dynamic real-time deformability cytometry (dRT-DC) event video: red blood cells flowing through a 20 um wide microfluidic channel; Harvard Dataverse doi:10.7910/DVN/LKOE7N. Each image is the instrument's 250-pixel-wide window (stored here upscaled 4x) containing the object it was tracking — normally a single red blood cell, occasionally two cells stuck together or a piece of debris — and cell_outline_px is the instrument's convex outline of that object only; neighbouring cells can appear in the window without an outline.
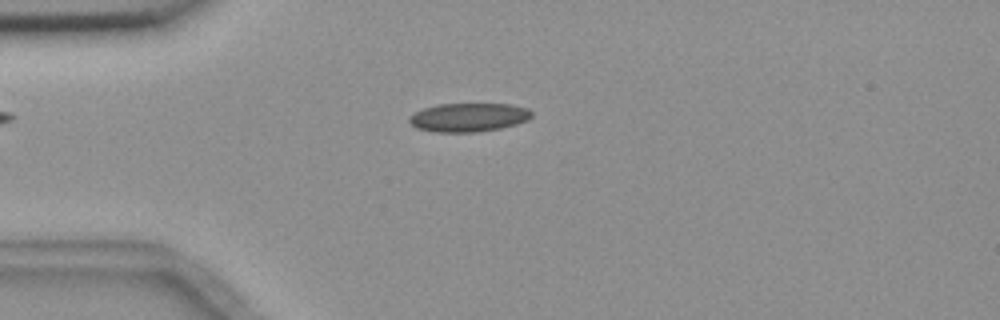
{"species": "common noctule bat (a hibernating species)", "species_latin": "Nyctalus noctula", "temperature_condition": "room temperature", "stored_images_in_passage": 4, "camera_frame_rate_fps": 3000, "um_per_image_px": 0.085, "animal": {"sex": "female", "body_mass_g": 18.4}, "frame": {"image": 1, "passage_image": 2, "time_ms": 1.0, "image_size_px": [1000, 320], "cell_outline_px": [[532, 116], [528, 120], [516, 124], [500, 128], [476, 132], [436, 132], [416, 128], [408, 120], [408, 116], [424, 108], [440, 104], [512, 104], [528, 108], [532, 112]], "centroid_in_image_um": [39.84, 9.97], "position_along_channel_um": 45.2, "area_um2": 20.46}}